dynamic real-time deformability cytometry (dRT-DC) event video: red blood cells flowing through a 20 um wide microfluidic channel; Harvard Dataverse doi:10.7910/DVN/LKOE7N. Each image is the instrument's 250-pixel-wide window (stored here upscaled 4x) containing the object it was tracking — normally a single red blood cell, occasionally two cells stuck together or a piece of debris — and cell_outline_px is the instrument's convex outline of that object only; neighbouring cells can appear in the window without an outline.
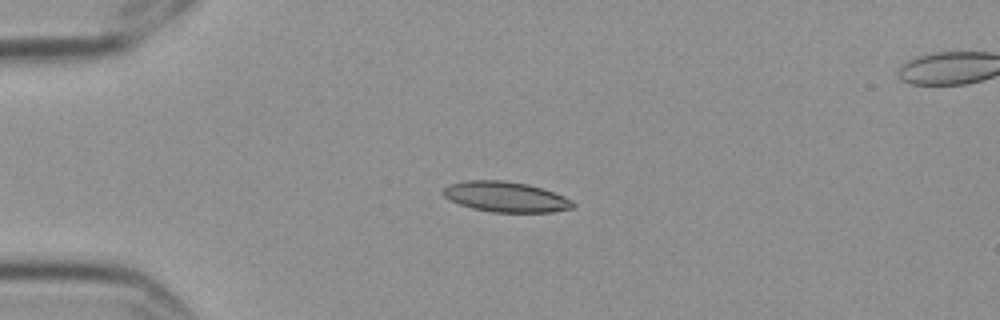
{"species": "Egyptian fruit bat (a non-hibernating species)", "species_latin": "Rousettus aegyptiacus", "temperature_condition": "cold", "stored_images_in_passage": 6, "camera_frame_rate_fps": 3000, "um_per_image_px": 0.085, "frame": {"image": 1, "passage_image": 4, "time_ms": 1.0, "image_size_px": [1000, 320], "cell_outline_px": [[576, 204], [572, 208], [552, 212], [492, 212], [472, 208], [460, 204], [444, 196], [440, 192], [448, 184], [464, 180], [504, 180], [528, 184], [564, 196], [572, 200]], "centroid_in_image_um": [42.96, 16.72], "position_along_channel_um": 42.0, "area_um2": 22.95}}
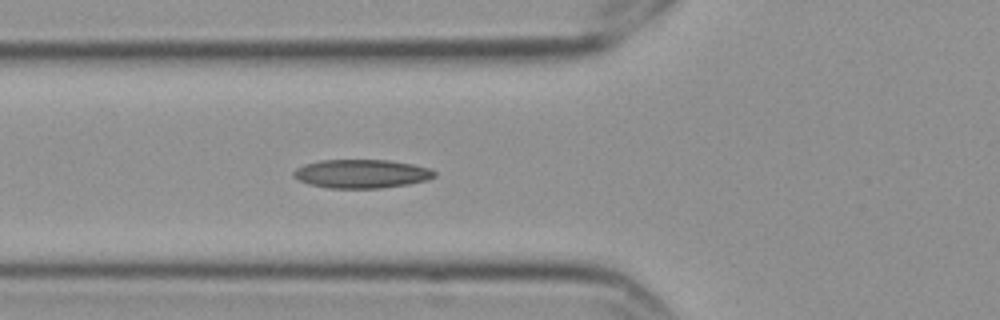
{"frame": {"image": 2, "passage_image": 6, "time_ms": 1.667, "image_size_px": [1000, 320], "cell_outline_px": [[436, 176], [428, 180], [408, 184], [380, 188], [328, 188], [308, 184], [296, 180], [292, 176], [292, 172], [296, 168], [304, 164], [320, 160], [388, 160], [412, 164], [428, 168], [436, 172]], "centroid_in_image_um": [30.68, 14.77], "position_along_channel_um": 95.1, "area_um2": 23.7}}